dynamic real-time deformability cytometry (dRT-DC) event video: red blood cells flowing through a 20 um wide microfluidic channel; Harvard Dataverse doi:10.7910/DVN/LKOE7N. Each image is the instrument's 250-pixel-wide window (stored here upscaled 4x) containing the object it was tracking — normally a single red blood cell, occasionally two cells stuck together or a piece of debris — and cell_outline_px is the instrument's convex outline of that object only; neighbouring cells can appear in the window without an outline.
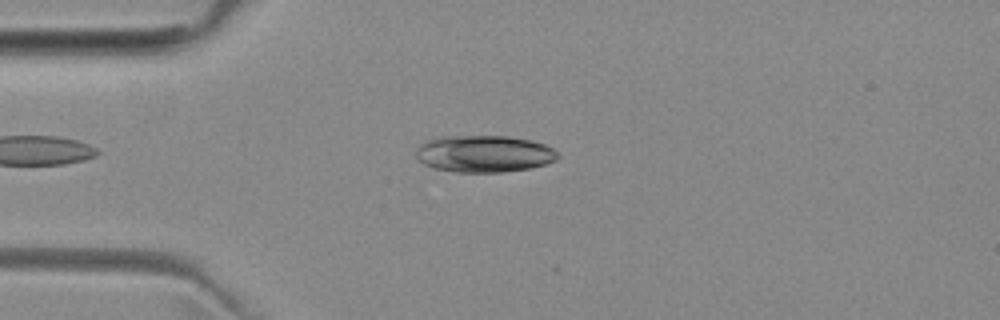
{"species": "common noctule bat (a hibernating species)", "species_latin": "Nyctalus noctula", "temperature_condition": "room temperature", "stored_images_in_passage": 4, "camera_frame_rate_fps": 3000, "um_per_image_px": 0.085, "animal": {"sex": "female", "body_mass_g": 29.2, "forearm_length_mm": 56.3}, "frame": {"image": 1, "passage_image": 4, "time_ms": 3.667, "image_size_px": [1000, 320], "cell_outline_px": [[560, 156], [556, 160], [548, 164], [532, 168], [504, 172], [456, 172], [432, 168], [424, 164], [416, 156], [416, 148], [424, 140], [440, 136], [508, 136], [532, 140], [544, 144], [552, 148]], "centroid_in_image_um": [41.14, 13.07], "position_along_channel_um": 43.9, "area_um2": 30.92}}